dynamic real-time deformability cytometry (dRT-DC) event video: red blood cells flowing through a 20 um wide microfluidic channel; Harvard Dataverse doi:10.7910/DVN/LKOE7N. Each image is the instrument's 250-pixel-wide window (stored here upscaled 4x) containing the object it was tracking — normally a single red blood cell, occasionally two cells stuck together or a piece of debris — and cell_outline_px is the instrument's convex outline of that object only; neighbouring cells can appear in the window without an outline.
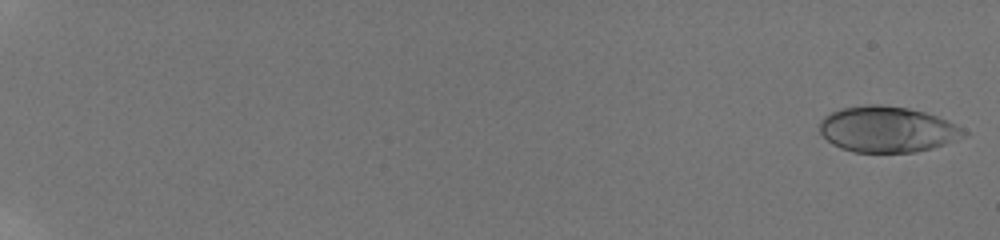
{"species": "human", "species_latin": "Homo sapiens", "temperature_condition": "room temperature", "stored_images_in_passage": 22, "camera_frame_rate_fps": 3000, "um_per_image_px": 0.085, "donor": {"sex": "male"}, "frame": {"image": 1, "passage_image": 1, "time_ms": 0.0, "image_size_px": [1000, 240], "cell_outline_px": [[968, 136], [932, 148], [916, 152], [852, 152], [840, 148], [832, 144], [820, 132], [820, 120], [824, 116], [840, 108], [864, 104], [880, 104], [908, 108], [924, 112], [948, 120], [956, 124], [968, 132]], "centroid_in_image_um": [75.43, 10.99], "position_along_channel_um": 9.6, "area_um2": 38.78}}
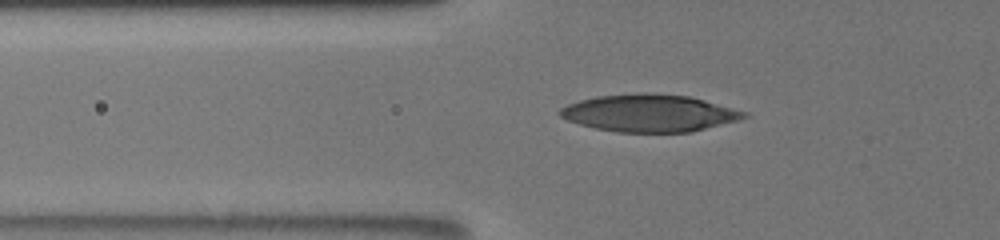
{"frame": {"image": 2, "passage_image": 16, "time_ms": 7.667, "image_size_px": [1000, 240], "cell_outline_px": [[748, 116], [736, 120], [692, 132], [616, 132], [596, 128], [580, 124], [568, 120], [560, 116], [560, 108], [568, 104], [580, 100], [596, 96], [644, 92], [648, 92], [688, 96], [704, 100], [748, 112]], "centroid_in_image_um": [55.18, 9.61], "position_along_channel_um": 70.6, "area_um2": 39.77}}
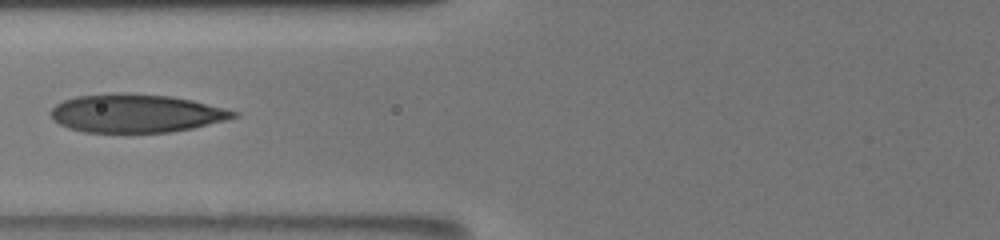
{"frame": {"image": 3, "passage_image": 18, "time_ms": 9.0, "image_size_px": [1000, 240], "cell_outline_px": [[240, 116], [228, 120], [192, 128], [168, 132], [84, 132], [68, 128], [52, 120], [48, 112], [56, 104], [64, 100], [76, 96], [172, 96], [192, 100], [240, 112]], "centroid_in_image_um": [11.6, 9.68], "position_along_channel_um": 114.2, "area_um2": 39.71}}